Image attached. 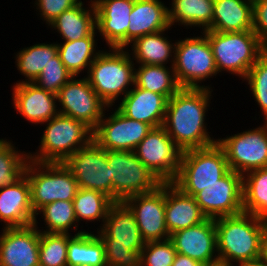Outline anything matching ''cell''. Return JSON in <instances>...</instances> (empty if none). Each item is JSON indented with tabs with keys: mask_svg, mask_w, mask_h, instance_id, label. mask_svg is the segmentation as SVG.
Listing matches in <instances>:
<instances>
[{
	"mask_svg": "<svg viewBox=\"0 0 267 266\" xmlns=\"http://www.w3.org/2000/svg\"><path fill=\"white\" fill-rule=\"evenodd\" d=\"M213 91L210 88H180L168 99L162 127L183 151L217 143L206 122Z\"/></svg>",
	"mask_w": 267,
	"mask_h": 266,
	"instance_id": "cell-1",
	"label": "cell"
},
{
	"mask_svg": "<svg viewBox=\"0 0 267 266\" xmlns=\"http://www.w3.org/2000/svg\"><path fill=\"white\" fill-rule=\"evenodd\" d=\"M96 234L104 244L107 266H141L142 238L135 216L123 202H114Z\"/></svg>",
	"mask_w": 267,
	"mask_h": 266,
	"instance_id": "cell-2",
	"label": "cell"
},
{
	"mask_svg": "<svg viewBox=\"0 0 267 266\" xmlns=\"http://www.w3.org/2000/svg\"><path fill=\"white\" fill-rule=\"evenodd\" d=\"M264 219L246 212L215 219L219 261L242 266L259 258Z\"/></svg>",
	"mask_w": 267,
	"mask_h": 266,
	"instance_id": "cell-3",
	"label": "cell"
},
{
	"mask_svg": "<svg viewBox=\"0 0 267 266\" xmlns=\"http://www.w3.org/2000/svg\"><path fill=\"white\" fill-rule=\"evenodd\" d=\"M108 49H102L85 77L107 106H114L134 87L135 63L126 48Z\"/></svg>",
	"mask_w": 267,
	"mask_h": 266,
	"instance_id": "cell-4",
	"label": "cell"
},
{
	"mask_svg": "<svg viewBox=\"0 0 267 266\" xmlns=\"http://www.w3.org/2000/svg\"><path fill=\"white\" fill-rule=\"evenodd\" d=\"M43 125L38 150L28 151L30 160L35 162L62 163L93 140V130L89 126L60 113Z\"/></svg>",
	"mask_w": 267,
	"mask_h": 266,
	"instance_id": "cell-5",
	"label": "cell"
},
{
	"mask_svg": "<svg viewBox=\"0 0 267 266\" xmlns=\"http://www.w3.org/2000/svg\"><path fill=\"white\" fill-rule=\"evenodd\" d=\"M203 32L209 40L218 73L233 74L242 81L258 58L267 50L253 30Z\"/></svg>",
	"mask_w": 267,
	"mask_h": 266,
	"instance_id": "cell-6",
	"label": "cell"
},
{
	"mask_svg": "<svg viewBox=\"0 0 267 266\" xmlns=\"http://www.w3.org/2000/svg\"><path fill=\"white\" fill-rule=\"evenodd\" d=\"M223 148L215 143L183 152L178 174L172 182L185 194L195 196L229 171Z\"/></svg>",
	"mask_w": 267,
	"mask_h": 266,
	"instance_id": "cell-7",
	"label": "cell"
},
{
	"mask_svg": "<svg viewBox=\"0 0 267 266\" xmlns=\"http://www.w3.org/2000/svg\"><path fill=\"white\" fill-rule=\"evenodd\" d=\"M173 69L181 88H210L204 85L218 73L209 40L204 32L200 36L177 40ZM204 81V82H203Z\"/></svg>",
	"mask_w": 267,
	"mask_h": 266,
	"instance_id": "cell-8",
	"label": "cell"
},
{
	"mask_svg": "<svg viewBox=\"0 0 267 266\" xmlns=\"http://www.w3.org/2000/svg\"><path fill=\"white\" fill-rule=\"evenodd\" d=\"M25 175L30 185L34 214L54 201H73L79 189L76 179L63 162L39 163L29 160Z\"/></svg>",
	"mask_w": 267,
	"mask_h": 266,
	"instance_id": "cell-9",
	"label": "cell"
},
{
	"mask_svg": "<svg viewBox=\"0 0 267 266\" xmlns=\"http://www.w3.org/2000/svg\"><path fill=\"white\" fill-rule=\"evenodd\" d=\"M107 161L112 176V200L155 190L162 182L138 159L134 151L107 150Z\"/></svg>",
	"mask_w": 267,
	"mask_h": 266,
	"instance_id": "cell-10",
	"label": "cell"
},
{
	"mask_svg": "<svg viewBox=\"0 0 267 266\" xmlns=\"http://www.w3.org/2000/svg\"><path fill=\"white\" fill-rule=\"evenodd\" d=\"M262 124L226 135V138H217V143L225 152L229 169L243 176L267 167V122Z\"/></svg>",
	"mask_w": 267,
	"mask_h": 266,
	"instance_id": "cell-11",
	"label": "cell"
},
{
	"mask_svg": "<svg viewBox=\"0 0 267 266\" xmlns=\"http://www.w3.org/2000/svg\"><path fill=\"white\" fill-rule=\"evenodd\" d=\"M183 150L161 126L152 128L134 149L138 159L162 182H173L181 165Z\"/></svg>",
	"mask_w": 267,
	"mask_h": 266,
	"instance_id": "cell-12",
	"label": "cell"
},
{
	"mask_svg": "<svg viewBox=\"0 0 267 266\" xmlns=\"http://www.w3.org/2000/svg\"><path fill=\"white\" fill-rule=\"evenodd\" d=\"M71 171L78 187L103 192L112 199V176L107 161V150L94 140L77 150L63 162Z\"/></svg>",
	"mask_w": 267,
	"mask_h": 266,
	"instance_id": "cell-13",
	"label": "cell"
},
{
	"mask_svg": "<svg viewBox=\"0 0 267 266\" xmlns=\"http://www.w3.org/2000/svg\"><path fill=\"white\" fill-rule=\"evenodd\" d=\"M57 103L60 114L82 121L92 130L97 127L108 107L85 76H73L60 89Z\"/></svg>",
	"mask_w": 267,
	"mask_h": 266,
	"instance_id": "cell-14",
	"label": "cell"
},
{
	"mask_svg": "<svg viewBox=\"0 0 267 266\" xmlns=\"http://www.w3.org/2000/svg\"><path fill=\"white\" fill-rule=\"evenodd\" d=\"M108 106L97 127L93 140L105 150L134 151L152 127L124 116L116 107ZM109 114L106 112L111 111ZM111 114V115H110Z\"/></svg>",
	"mask_w": 267,
	"mask_h": 266,
	"instance_id": "cell-15",
	"label": "cell"
},
{
	"mask_svg": "<svg viewBox=\"0 0 267 266\" xmlns=\"http://www.w3.org/2000/svg\"><path fill=\"white\" fill-rule=\"evenodd\" d=\"M194 198L207 218L237 215L243 212L242 175L230 169Z\"/></svg>",
	"mask_w": 267,
	"mask_h": 266,
	"instance_id": "cell-16",
	"label": "cell"
},
{
	"mask_svg": "<svg viewBox=\"0 0 267 266\" xmlns=\"http://www.w3.org/2000/svg\"><path fill=\"white\" fill-rule=\"evenodd\" d=\"M123 202L135 216L146 242L170 238L165 220V183L151 192L130 196Z\"/></svg>",
	"mask_w": 267,
	"mask_h": 266,
	"instance_id": "cell-17",
	"label": "cell"
},
{
	"mask_svg": "<svg viewBox=\"0 0 267 266\" xmlns=\"http://www.w3.org/2000/svg\"><path fill=\"white\" fill-rule=\"evenodd\" d=\"M1 229L0 266H40L41 231L35 224Z\"/></svg>",
	"mask_w": 267,
	"mask_h": 266,
	"instance_id": "cell-18",
	"label": "cell"
},
{
	"mask_svg": "<svg viewBox=\"0 0 267 266\" xmlns=\"http://www.w3.org/2000/svg\"><path fill=\"white\" fill-rule=\"evenodd\" d=\"M96 13V31L108 48H127V30L134 0H90Z\"/></svg>",
	"mask_w": 267,
	"mask_h": 266,
	"instance_id": "cell-19",
	"label": "cell"
},
{
	"mask_svg": "<svg viewBox=\"0 0 267 266\" xmlns=\"http://www.w3.org/2000/svg\"><path fill=\"white\" fill-rule=\"evenodd\" d=\"M170 239L178 254L186 255L203 265L219 261L215 219L206 218L197 225L178 230L170 235Z\"/></svg>",
	"mask_w": 267,
	"mask_h": 266,
	"instance_id": "cell-20",
	"label": "cell"
},
{
	"mask_svg": "<svg viewBox=\"0 0 267 266\" xmlns=\"http://www.w3.org/2000/svg\"><path fill=\"white\" fill-rule=\"evenodd\" d=\"M12 108L20 114L24 120L41 125L54 118L58 112L57 95L47 92L33 82L13 84Z\"/></svg>",
	"mask_w": 267,
	"mask_h": 266,
	"instance_id": "cell-21",
	"label": "cell"
},
{
	"mask_svg": "<svg viewBox=\"0 0 267 266\" xmlns=\"http://www.w3.org/2000/svg\"><path fill=\"white\" fill-rule=\"evenodd\" d=\"M167 101L163 95L139 88L134 84V87L113 107L130 119L157 128L163 125Z\"/></svg>",
	"mask_w": 267,
	"mask_h": 266,
	"instance_id": "cell-22",
	"label": "cell"
},
{
	"mask_svg": "<svg viewBox=\"0 0 267 266\" xmlns=\"http://www.w3.org/2000/svg\"><path fill=\"white\" fill-rule=\"evenodd\" d=\"M36 215L31 205L30 185L24 175L13 185L0 188V223L2 228L34 224Z\"/></svg>",
	"mask_w": 267,
	"mask_h": 266,
	"instance_id": "cell-23",
	"label": "cell"
},
{
	"mask_svg": "<svg viewBox=\"0 0 267 266\" xmlns=\"http://www.w3.org/2000/svg\"><path fill=\"white\" fill-rule=\"evenodd\" d=\"M206 218L193 196L185 194L172 182L165 183V220L170 235Z\"/></svg>",
	"mask_w": 267,
	"mask_h": 266,
	"instance_id": "cell-24",
	"label": "cell"
},
{
	"mask_svg": "<svg viewBox=\"0 0 267 266\" xmlns=\"http://www.w3.org/2000/svg\"><path fill=\"white\" fill-rule=\"evenodd\" d=\"M171 29L170 26L166 30L138 37L130 43L126 49L135 65L167 66L170 63L169 66H173L177 40L169 38L167 33Z\"/></svg>",
	"mask_w": 267,
	"mask_h": 266,
	"instance_id": "cell-25",
	"label": "cell"
},
{
	"mask_svg": "<svg viewBox=\"0 0 267 266\" xmlns=\"http://www.w3.org/2000/svg\"><path fill=\"white\" fill-rule=\"evenodd\" d=\"M127 30V46L136 38L170 27L168 7L161 0H134Z\"/></svg>",
	"mask_w": 267,
	"mask_h": 266,
	"instance_id": "cell-26",
	"label": "cell"
},
{
	"mask_svg": "<svg viewBox=\"0 0 267 266\" xmlns=\"http://www.w3.org/2000/svg\"><path fill=\"white\" fill-rule=\"evenodd\" d=\"M80 1L74 7L62 12L48 26L59 34L62 41H74L96 35V13L94 3ZM85 5V6H84Z\"/></svg>",
	"mask_w": 267,
	"mask_h": 266,
	"instance_id": "cell-27",
	"label": "cell"
},
{
	"mask_svg": "<svg viewBox=\"0 0 267 266\" xmlns=\"http://www.w3.org/2000/svg\"><path fill=\"white\" fill-rule=\"evenodd\" d=\"M253 30V0H214L213 21L206 31Z\"/></svg>",
	"mask_w": 267,
	"mask_h": 266,
	"instance_id": "cell-28",
	"label": "cell"
},
{
	"mask_svg": "<svg viewBox=\"0 0 267 266\" xmlns=\"http://www.w3.org/2000/svg\"><path fill=\"white\" fill-rule=\"evenodd\" d=\"M213 9L214 0H171L168 6L169 24L172 28L178 25L206 31L212 25Z\"/></svg>",
	"mask_w": 267,
	"mask_h": 266,
	"instance_id": "cell-29",
	"label": "cell"
},
{
	"mask_svg": "<svg viewBox=\"0 0 267 266\" xmlns=\"http://www.w3.org/2000/svg\"><path fill=\"white\" fill-rule=\"evenodd\" d=\"M96 36L98 34L74 41L57 42L60 60L73 76L81 77L82 72H88L90 65L102 51L98 49Z\"/></svg>",
	"mask_w": 267,
	"mask_h": 266,
	"instance_id": "cell-30",
	"label": "cell"
},
{
	"mask_svg": "<svg viewBox=\"0 0 267 266\" xmlns=\"http://www.w3.org/2000/svg\"><path fill=\"white\" fill-rule=\"evenodd\" d=\"M67 266H107L104 244L95 230L74 234L69 239Z\"/></svg>",
	"mask_w": 267,
	"mask_h": 266,
	"instance_id": "cell-31",
	"label": "cell"
},
{
	"mask_svg": "<svg viewBox=\"0 0 267 266\" xmlns=\"http://www.w3.org/2000/svg\"><path fill=\"white\" fill-rule=\"evenodd\" d=\"M58 55L57 41L53 43H34L32 46L21 48L15 53V66L19 74L25 79L15 81L16 83L34 82L40 75L42 69L47 66L52 58Z\"/></svg>",
	"mask_w": 267,
	"mask_h": 266,
	"instance_id": "cell-32",
	"label": "cell"
},
{
	"mask_svg": "<svg viewBox=\"0 0 267 266\" xmlns=\"http://www.w3.org/2000/svg\"><path fill=\"white\" fill-rule=\"evenodd\" d=\"M35 215L34 224L41 232L71 234L70 232L75 230V235L85 232V229H80L78 225L72 201H54L42 207ZM38 215L42 216L40 218L45 222V227H40L42 229H39Z\"/></svg>",
	"mask_w": 267,
	"mask_h": 266,
	"instance_id": "cell-33",
	"label": "cell"
},
{
	"mask_svg": "<svg viewBox=\"0 0 267 266\" xmlns=\"http://www.w3.org/2000/svg\"><path fill=\"white\" fill-rule=\"evenodd\" d=\"M134 84L161 94L167 100L181 88L177 83L173 66L165 65H135Z\"/></svg>",
	"mask_w": 267,
	"mask_h": 266,
	"instance_id": "cell-34",
	"label": "cell"
},
{
	"mask_svg": "<svg viewBox=\"0 0 267 266\" xmlns=\"http://www.w3.org/2000/svg\"><path fill=\"white\" fill-rule=\"evenodd\" d=\"M243 212L267 219V167L242 176Z\"/></svg>",
	"mask_w": 267,
	"mask_h": 266,
	"instance_id": "cell-35",
	"label": "cell"
},
{
	"mask_svg": "<svg viewBox=\"0 0 267 266\" xmlns=\"http://www.w3.org/2000/svg\"><path fill=\"white\" fill-rule=\"evenodd\" d=\"M73 207L78 225L81 222H98L101 227L114 201L103 192L79 188L73 199ZM80 223V224H79Z\"/></svg>",
	"mask_w": 267,
	"mask_h": 266,
	"instance_id": "cell-36",
	"label": "cell"
},
{
	"mask_svg": "<svg viewBox=\"0 0 267 266\" xmlns=\"http://www.w3.org/2000/svg\"><path fill=\"white\" fill-rule=\"evenodd\" d=\"M30 158L12 140L0 139V188L13 185L25 175Z\"/></svg>",
	"mask_w": 267,
	"mask_h": 266,
	"instance_id": "cell-37",
	"label": "cell"
},
{
	"mask_svg": "<svg viewBox=\"0 0 267 266\" xmlns=\"http://www.w3.org/2000/svg\"><path fill=\"white\" fill-rule=\"evenodd\" d=\"M74 234L41 232L39 243L40 266H67V246Z\"/></svg>",
	"mask_w": 267,
	"mask_h": 266,
	"instance_id": "cell-38",
	"label": "cell"
},
{
	"mask_svg": "<svg viewBox=\"0 0 267 266\" xmlns=\"http://www.w3.org/2000/svg\"><path fill=\"white\" fill-rule=\"evenodd\" d=\"M249 85V90L260 108L262 122H267V50L258 58L250 68L243 82Z\"/></svg>",
	"mask_w": 267,
	"mask_h": 266,
	"instance_id": "cell-39",
	"label": "cell"
},
{
	"mask_svg": "<svg viewBox=\"0 0 267 266\" xmlns=\"http://www.w3.org/2000/svg\"><path fill=\"white\" fill-rule=\"evenodd\" d=\"M73 77L67 70L60 56L57 55L52 58V61L45 66L40 75L34 80L38 87L47 92L58 95L60 89Z\"/></svg>",
	"mask_w": 267,
	"mask_h": 266,
	"instance_id": "cell-40",
	"label": "cell"
},
{
	"mask_svg": "<svg viewBox=\"0 0 267 266\" xmlns=\"http://www.w3.org/2000/svg\"><path fill=\"white\" fill-rule=\"evenodd\" d=\"M176 254L170 238L146 242L141 250V266H172Z\"/></svg>",
	"mask_w": 267,
	"mask_h": 266,
	"instance_id": "cell-41",
	"label": "cell"
},
{
	"mask_svg": "<svg viewBox=\"0 0 267 266\" xmlns=\"http://www.w3.org/2000/svg\"><path fill=\"white\" fill-rule=\"evenodd\" d=\"M81 0H35V11L46 25H49L62 12L74 7Z\"/></svg>",
	"mask_w": 267,
	"mask_h": 266,
	"instance_id": "cell-42",
	"label": "cell"
},
{
	"mask_svg": "<svg viewBox=\"0 0 267 266\" xmlns=\"http://www.w3.org/2000/svg\"><path fill=\"white\" fill-rule=\"evenodd\" d=\"M253 31L267 47V0H253Z\"/></svg>",
	"mask_w": 267,
	"mask_h": 266,
	"instance_id": "cell-43",
	"label": "cell"
},
{
	"mask_svg": "<svg viewBox=\"0 0 267 266\" xmlns=\"http://www.w3.org/2000/svg\"><path fill=\"white\" fill-rule=\"evenodd\" d=\"M172 266H203L199 261L189 258L183 254H176Z\"/></svg>",
	"mask_w": 267,
	"mask_h": 266,
	"instance_id": "cell-44",
	"label": "cell"
},
{
	"mask_svg": "<svg viewBox=\"0 0 267 266\" xmlns=\"http://www.w3.org/2000/svg\"><path fill=\"white\" fill-rule=\"evenodd\" d=\"M258 259L267 262V219L264 220V226L260 240V254Z\"/></svg>",
	"mask_w": 267,
	"mask_h": 266,
	"instance_id": "cell-45",
	"label": "cell"
},
{
	"mask_svg": "<svg viewBox=\"0 0 267 266\" xmlns=\"http://www.w3.org/2000/svg\"><path fill=\"white\" fill-rule=\"evenodd\" d=\"M242 266H267V262L257 259Z\"/></svg>",
	"mask_w": 267,
	"mask_h": 266,
	"instance_id": "cell-46",
	"label": "cell"
},
{
	"mask_svg": "<svg viewBox=\"0 0 267 266\" xmlns=\"http://www.w3.org/2000/svg\"><path fill=\"white\" fill-rule=\"evenodd\" d=\"M203 266H234V265H231V264H228V263L222 262V261H217V262H214V263H211L208 265H203Z\"/></svg>",
	"mask_w": 267,
	"mask_h": 266,
	"instance_id": "cell-47",
	"label": "cell"
}]
</instances>
